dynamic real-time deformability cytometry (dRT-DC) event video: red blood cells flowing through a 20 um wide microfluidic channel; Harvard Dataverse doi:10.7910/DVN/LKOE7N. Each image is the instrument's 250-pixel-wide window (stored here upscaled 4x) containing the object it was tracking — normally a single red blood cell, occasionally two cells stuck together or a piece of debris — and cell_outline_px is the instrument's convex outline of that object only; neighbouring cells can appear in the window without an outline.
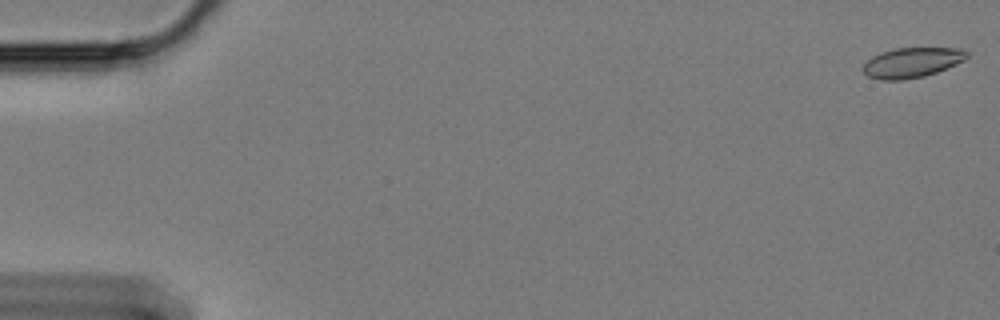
{"species": "Egyptian fruit bat (a non-hibernating species)", "species_latin": "Rousettus aegyptiacus", "temperature_condition": "cold", "stored_images_in_passage": 10, "camera_frame_rate_fps": 3000, "um_per_image_px": 0.085, "animal": {"sex": "female"}, "frame": {"image": 1, "passage_image": 1, "time_ms": 0.0, "image_size_px": [1000, 320], "cell_outline_px": [[968, 56], [964, 60], [956, 64], [936, 72], [924, 76], [904, 80], [880, 80], [868, 76], [860, 68], [872, 56], [880, 52], [892, 48], [960, 48], [968, 52]], "centroid_in_image_um": [77.48, 5.31], "position_along_channel_um": 7.5, "area_um2": 18.26}}